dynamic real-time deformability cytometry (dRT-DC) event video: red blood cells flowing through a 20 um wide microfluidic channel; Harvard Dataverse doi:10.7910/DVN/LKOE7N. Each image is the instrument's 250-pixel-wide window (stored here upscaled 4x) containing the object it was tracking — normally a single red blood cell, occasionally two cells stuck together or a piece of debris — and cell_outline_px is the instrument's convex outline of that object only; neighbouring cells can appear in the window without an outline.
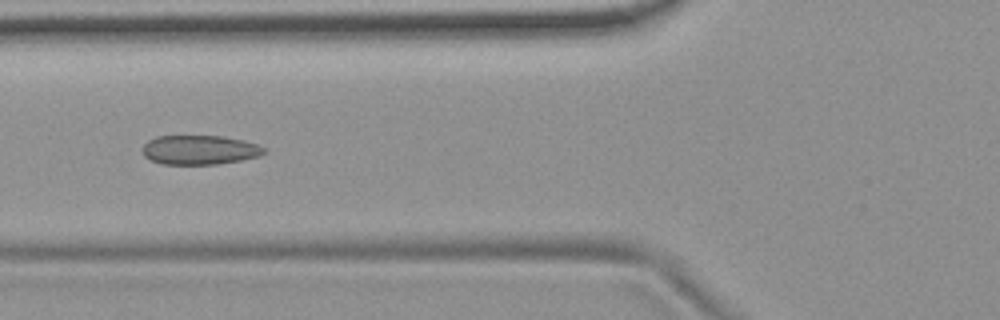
{"species": "common noctule bat (a hibernating species)", "species_latin": "Nyctalus noctula", "temperature_condition": "room temperature", "stored_images_in_passage": 41, "camera_frame_rate_fps": 3000, "um_per_image_px": 0.085, "animal": {"sex": "female", "body_mass_g": 19.9}, "frame": {"image": 1, "passage_image": 7, "time_ms": 2.0, "image_size_px": [1000, 320], "cell_outline_px": [[268, 152], [260, 156], [240, 160], [216, 164], [160, 164], [144, 156], [144, 144], [148, 140], [156, 136], [224, 136], [244, 140], [256, 144], [264, 148]], "centroid_in_image_um": [16.99, 12.74], "position_along_channel_um": 108.8, "area_um2": 20.75}}
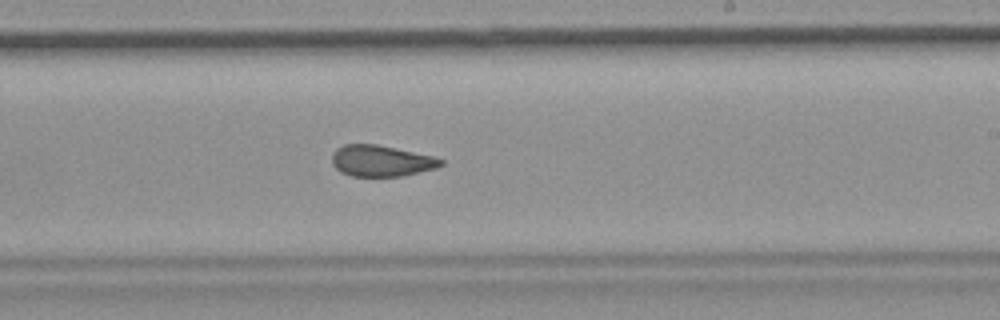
{"frame": {"image": 2, "passage_image": 19, "time_ms": 6.0, "image_size_px": [1000, 320], "cell_outline_px": [[444, 164], [436, 168], [404, 176], [352, 176], [340, 172], [332, 164], [332, 152], [336, 148], [344, 144], [376, 144], [436, 156], [444, 160]], "centroid_in_image_um": [32.42, 13.67], "position_along_channel_um": 256.6, "area_um2": 20.06}}
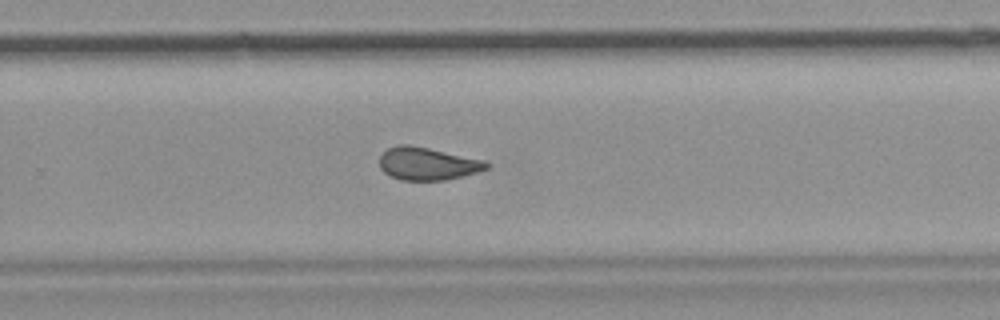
{"frame": {"image": 3, "passage_image": 22, "time_ms": 7.0, "image_size_px": [1000, 320], "cell_outline_px": [[488, 168], [476, 172], [444, 180], [400, 180], [384, 172], [380, 168], [380, 156], [388, 148], [396, 144], [408, 144], [488, 160]], "centroid_in_image_um": [36.33, 13.9], "position_along_channel_um": 293.5, "area_um2": 20.35}, "authors_computed_cell_mechanics": {"area_um2": 20.808, "velocity_mm_per_s": 3.7042, "shape_relaxation_time_tau1_ms": null, "shape_relaxation_time_tau2_ms": 1.6491, "deformation_change_tau1": null, "deformation_change_tau2": 0.0632}}